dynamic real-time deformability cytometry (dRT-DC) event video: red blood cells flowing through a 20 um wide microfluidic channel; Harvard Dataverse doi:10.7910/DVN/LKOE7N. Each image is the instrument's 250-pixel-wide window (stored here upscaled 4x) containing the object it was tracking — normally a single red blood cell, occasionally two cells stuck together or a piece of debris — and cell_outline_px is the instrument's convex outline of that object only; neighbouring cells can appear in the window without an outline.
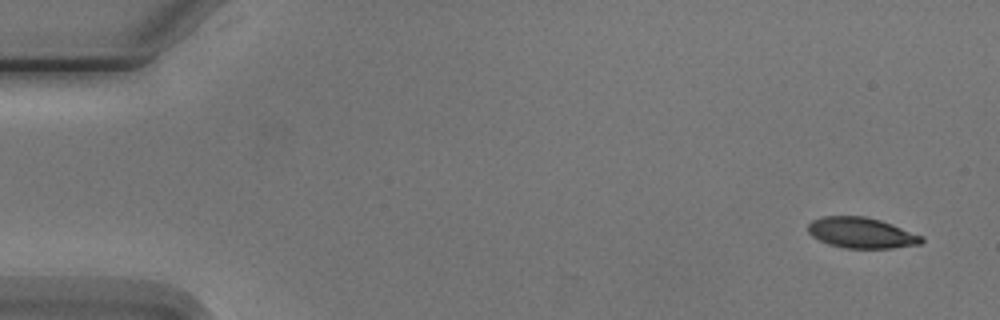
{"species": "Egyptian fruit bat (a non-hibernating species)", "species_latin": "Rousettus aegyptiacus", "temperature_condition": "cold", "stored_images_in_passage": 8, "camera_frame_rate_fps": 3000, "um_per_image_px": 0.085, "animal": {"sex": "male"}, "frame": {"image": 1, "passage_image": 1, "time_ms": 0.0, "image_size_px": [1000, 320], "cell_outline_px": [[924, 240], [920, 244], [892, 248], [844, 248], [828, 244], [812, 236], [808, 232], [808, 224], [812, 220], [820, 216], [864, 216], [880, 220], [892, 224], [924, 236]], "centroid_in_image_um": [73.22, 19.79], "position_along_channel_um": 11.8, "area_um2": 20.4}}
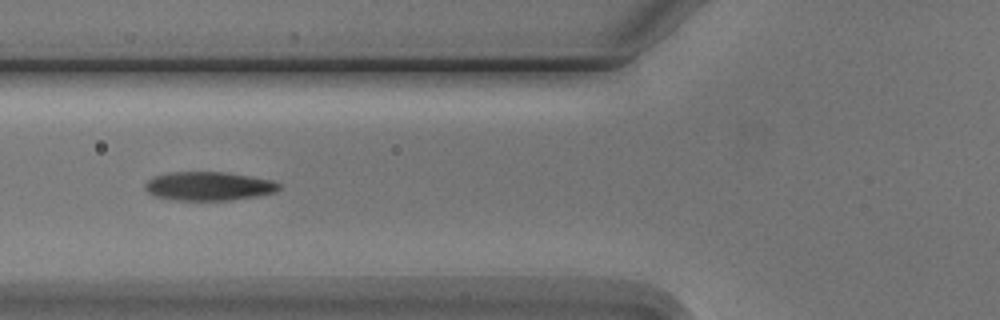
{"frame": {"image": 2, "passage_image": 6, "time_ms": 6.0, "image_size_px": [1000, 320], "cell_outline_px": [[280, 188], [276, 192], [256, 196], [232, 200], [176, 200], [156, 196], [148, 192], [144, 188], [144, 184], [148, 180], [156, 176], [172, 172], [224, 172], [272, 180], [280, 184]], "centroid_in_image_um": [17.75, 15.82], "position_along_channel_um": 108.1, "area_um2": 22.25}}
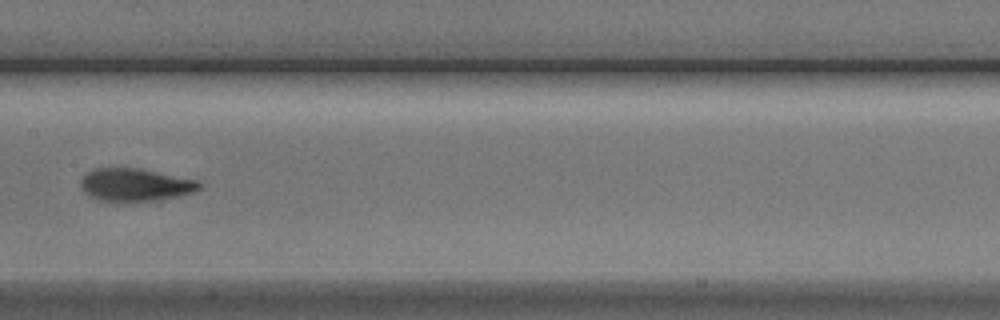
{"frame": {"image": 3, "passage_image": 8, "time_ms": 8.333, "image_size_px": [1000, 320], "cell_outline_px": [[200, 188], [196, 192], [180, 196], [128, 204], [96, 200], [84, 192], [80, 188], [80, 180], [88, 172], [96, 168], [136, 168], [196, 180], [200, 184]], "centroid_in_image_um": [11.44, 15.75], "position_along_channel_um": 196.0, "area_um2": 23.0}}